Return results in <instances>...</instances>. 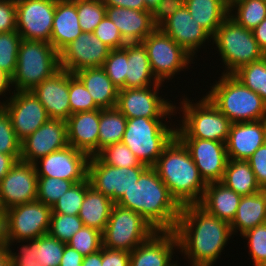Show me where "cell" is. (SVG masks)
Here are the masks:
<instances>
[{
  "label": "cell",
  "instance_id": "cell-1",
  "mask_svg": "<svg viewBox=\"0 0 266 266\" xmlns=\"http://www.w3.org/2000/svg\"><path fill=\"white\" fill-rule=\"evenodd\" d=\"M174 232L179 252L186 256L190 266H214L233 235L228 222L209 214L198 204L181 206Z\"/></svg>",
  "mask_w": 266,
  "mask_h": 266
},
{
  "label": "cell",
  "instance_id": "cell-2",
  "mask_svg": "<svg viewBox=\"0 0 266 266\" xmlns=\"http://www.w3.org/2000/svg\"><path fill=\"white\" fill-rule=\"evenodd\" d=\"M115 204L139 213L156 231H174L181 211L153 167H148Z\"/></svg>",
  "mask_w": 266,
  "mask_h": 266
},
{
  "label": "cell",
  "instance_id": "cell-3",
  "mask_svg": "<svg viewBox=\"0 0 266 266\" xmlns=\"http://www.w3.org/2000/svg\"><path fill=\"white\" fill-rule=\"evenodd\" d=\"M153 168L180 206L200 202L207 183L190 152L176 135L165 146Z\"/></svg>",
  "mask_w": 266,
  "mask_h": 266
},
{
  "label": "cell",
  "instance_id": "cell-4",
  "mask_svg": "<svg viewBox=\"0 0 266 266\" xmlns=\"http://www.w3.org/2000/svg\"><path fill=\"white\" fill-rule=\"evenodd\" d=\"M206 97L232 123L266 119V103L232 74H221Z\"/></svg>",
  "mask_w": 266,
  "mask_h": 266
},
{
  "label": "cell",
  "instance_id": "cell-5",
  "mask_svg": "<svg viewBox=\"0 0 266 266\" xmlns=\"http://www.w3.org/2000/svg\"><path fill=\"white\" fill-rule=\"evenodd\" d=\"M179 103L181 108L175 104V110L180 109L183 116L177 124L180 127L176 126L178 138L227 142L232 122L206 96L196 103H192L191 99L184 96Z\"/></svg>",
  "mask_w": 266,
  "mask_h": 266
},
{
  "label": "cell",
  "instance_id": "cell-6",
  "mask_svg": "<svg viewBox=\"0 0 266 266\" xmlns=\"http://www.w3.org/2000/svg\"><path fill=\"white\" fill-rule=\"evenodd\" d=\"M59 69V52L51 43L22 39L16 71L11 77L13 91H32Z\"/></svg>",
  "mask_w": 266,
  "mask_h": 266
},
{
  "label": "cell",
  "instance_id": "cell-7",
  "mask_svg": "<svg viewBox=\"0 0 266 266\" xmlns=\"http://www.w3.org/2000/svg\"><path fill=\"white\" fill-rule=\"evenodd\" d=\"M167 118L138 117L127 119L122 142L136 155L141 164L153 167L165 146L176 135V128L165 123Z\"/></svg>",
  "mask_w": 266,
  "mask_h": 266
},
{
  "label": "cell",
  "instance_id": "cell-8",
  "mask_svg": "<svg viewBox=\"0 0 266 266\" xmlns=\"http://www.w3.org/2000/svg\"><path fill=\"white\" fill-rule=\"evenodd\" d=\"M212 42L225 67L222 74H233L240 67L265 57L253 31L240 26L230 16L218 27L212 36Z\"/></svg>",
  "mask_w": 266,
  "mask_h": 266
},
{
  "label": "cell",
  "instance_id": "cell-9",
  "mask_svg": "<svg viewBox=\"0 0 266 266\" xmlns=\"http://www.w3.org/2000/svg\"><path fill=\"white\" fill-rule=\"evenodd\" d=\"M156 230L139 214L114 204L102 233L103 247L131 252Z\"/></svg>",
  "mask_w": 266,
  "mask_h": 266
},
{
  "label": "cell",
  "instance_id": "cell-10",
  "mask_svg": "<svg viewBox=\"0 0 266 266\" xmlns=\"http://www.w3.org/2000/svg\"><path fill=\"white\" fill-rule=\"evenodd\" d=\"M150 67L155 78L164 84L172 80L183 69H187L195 59L179 46L171 37L157 27L143 41Z\"/></svg>",
  "mask_w": 266,
  "mask_h": 266
},
{
  "label": "cell",
  "instance_id": "cell-11",
  "mask_svg": "<svg viewBox=\"0 0 266 266\" xmlns=\"http://www.w3.org/2000/svg\"><path fill=\"white\" fill-rule=\"evenodd\" d=\"M157 83L142 88H125L118 92L116 107L127 118H169L177 114L173 101L160 96V87Z\"/></svg>",
  "mask_w": 266,
  "mask_h": 266
},
{
  "label": "cell",
  "instance_id": "cell-12",
  "mask_svg": "<svg viewBox=\"0 0 266 266\" xmlns=\"http://www.w3.org/2000/svg\"><path fill=\"white\" fill-rule=\"evenodd\" d=\"M148 167H114L103 163L97 156H90L87 178L95 190L103 193L116 203Z\"/></svg>",
  "mask_w": 266,
  "mask_h": 266
},
{
  "label": "cell",
  "instance_id": "cell-13",
  "mask_svg": "<svg viewBox=\"0 0 266 266\" xmlns=\"http://www.w3.org/2000/svg\"><path fill=\"white\" fill-rule=\"evenodd\" d=\"M51 212V206L37 200L7 209V240H29L48 234Z\"/></svg>",
  "mask_w": 266,
  "mask_h": 266
},
{
  "label": "cell",
  "instance_id": "cell-14",
  "mask_svg": "<svg viewBox=\"0 0 266 266\" xmlns=\"http://www.w3.org/2000/svg\"><path fill=\"white\" fill-rule=\"evenodd\" d=\"M16 31L24 40L50 43L56 0H15Z\"/></svg>",
  "mask_w": 266,
  "mask_h": 266
},
{
  "label": "cell",
  "instance_id": "cell-15",
  "mask_svg": "<svg viewBox=\"0 0 266 266\" xmlns=\"http://www.w3.org/2000/svg\"><path fill=\"white\" fill-rule=\"evenodd\" d=\"M12 94L0 105L8 113L17 138L23 141L50 117L32 91H12Z\"/></svg>",
  "mask_w": 266,
  "mask_h": 266
},
{
  "label": "cell",
  "instance_id": "cell-16",
  "mask_svg": "<svg viewBox=\"0 0 266 266\" xmlns=\"http://www.w3.org/2000/svg\"><path fill=\"white\" fill-rule=\"evenodd\" d=\"M90 156L85 152L66 146L34 163L38 177H52L73 181L75 184L87 179Z\"/></svg>",
  "mask_w": 266,
  "mask_h": 266
},
{
  "label": "cell",
  "instance_id": "cell-17",
  "mask_svg": "<svg viewBox=\"0 0 266 266\" xmlns=\"http://www.w3.org/2000/svg\"><path fill=\"white\" fill-rule=\"evenodd\" d=\"M37 185L34 164L18 160L0 181V206L7 210L36 201Z\"/></svg>",
  "mask_w": 266,
  "mask_h": 266
},
{
  "label": "cell",
  "instance_id": "cell-18",
  "mask_svg": "<svg viewBox=\"0 0 266 266\" xmlns=\"http://www.w3.org/2000/svg\"><path fill=\"white\" fill-rule=\"evenodd\" d=\"M110 50L93 33L82 32L59 52V65L71 73L84 68L102 67Z\"/></svg>",
  "mask_w": 266,
  "mask_h": 266
},
{
  "label": "cell",
  "instance_id": "cell-19",
  "mask_svg": "<svg viewBox=\"0 0 266 266\" xmlns=\"http://www.w3.org/2000/svg\"><path fill=\"white\" fill-rule=\"evenodd\" d=\"M206 183L221 182L228 161L226 143L199 138H179Z\"/></svg>",
  "mask_w": 266,
  "mask_h": 266
},
{
  "label": "cell",
  "instance_id": "cell-20",
  "mask_svg": "<svg viewBox=\"0 0 266 266\" xmlns=\"http://www.w3.org/2000/svg\"><path fill=\"white\" fill-rule=\"evenodd\" d=\"M68 146L65 120L49 119L21 141L20 160L34 164L48 154Z\"/></svg>",
  "mask_w": 266,
  "mask_h": 266
},
{
  "label": "cell",
  "instance_id": "cell-21",
  "mask_svg": "<svg viewBox=\"0 0 266 266\" xmlns=\"http://www.w3.org/2000/svg\"><path fill=\"white\" fill-rule=\"evenodd\" d=\"M159 28L193 58L198 56V49L205 46L206 41L212 43V36L193 19L185 5L166 19Z\"/></svg>",
  "mask_w": 266,
  "mask_h": 266
},
{
  "label": "cell",
  "instance_id": "cell-22",
  "mask_svg": "<svg viewBox=\"0 0 266 266\" xmlns=\"http://www.w3.org/2000/svg\"><path fill=\"white\" fill-rule=\"evenodd\" d=\"M177 249L174 231H156L130 252V266H177L178 260H172Z\"/></svg>",
  "mask_w": 266,
  "mask_h": 266
},
{
  "label": "cell",
  "instance_id": "cell-23",
  "mask_svg": "<svg viewBox=\"0 0 266 266\" xmlns=\"http://www.w3.org/2000/svg\"><path fill=\"white\" fill-rule=\"evenodd\" d=\"M32 92L45 107L50 119L67 120L71 115L69 103V72L60 68L37 85Z\"/></svg>",
  "mask_w": 266,
  "mask_h": 266
},
{
  "label": "cell",
  "instance_id": "cell-24",
  "mask_svg": "<svg viewBox=\"0 0 266 266\" xmlns=\"http://www.w3.org/2000/svg\"><path fill=\"white\" fill-rule=\"evenodd\" d=\"M266 143V119L232 123L226 142L228 159L245 160Z\"/></svg>",
  "mask_w": 266,
  "mask_h": 266
},
{
  "label": "cell",
  "instance_id": "cell-25",
  "mask_svg": "<svg viewBox=\"0 0 266 266\" xmlns=\"http://www.w3.org/2000/svg\"><path fill=\"white\" fill-rule=\"evenodd\" d=\"M100 109L71 114L66 120L68 145L89 156L98 154Z\"/></svg>",
  "mask_w": 266,
  "mask_h": 266
},
{
  "label": "cell",
  "instance_id": "cell-26",
  "mask_svg": "<svg viewBox=\"0 0 266 266\" xmlns=\"http://www.w3.org/2000/svg\"><path fill=\"white\" fill-rule=\"evenodd\" d=\"M106 16L117 26L126 43L142 42L157 28L147 10L106 6Z\"/></svg>",
  "mask_w": 266,
  "mask_h": 266
},
{
  "label": "cell",
  "instance_id": "cell-27",
  "mask_svg": "<svg viewBox=\"0 0 266 266\" xmlns=\"http://www.w3.org/2000/svg\"><path fill=\"white\" fill-rule=\"evenodd\" d=\"M82 32L77 14V0H56L50 38L52 46L60 52Z\"/></svg>",
  "mask_w": 266,
  "mask_h": 266
},
{
  "label": "cell",
  "instance_id": "cell-28",
  "mask_svg": "<svg viewBox=\"0 0 266 266\" xmlns=\"http://www.w3.org/2000/svg\"><path fill=\"white\" fill-rule=\"evenodd\" d=\"M242 196L227 188L222 182H210L198 203L209 214L229 224L234 220Z\"/></svg>",
  "mask_w": 266,
  "mask_h": 266
},
{
  "label": "cell",
  "instance_id": "cell-29",
  "mask_svg": "<svg viewBox=\"0 0 266 266\" xmlns=\"http://www.w3.org/2000/svg\"><path fill=\"white\" fill-rule=\"evenodd\" d=\"M74 74L85 85L99 108L116 107L119 89L112 83L102 67L84 68Z\"/></svg>",
  "mask_w": 266,
  "mask_h": 266
},
{
  "label": "cell",
  "instance_id": "cell-30",
  "mask_svg": "<svg viewBox=\"0 0 266 266\" xmlns=\"http://www.w3.org/2000/svg\"><path fill=\"white\" fill-rule=\"evenodd\" d=\"M122 49L128 58L125 88H142L161 83L151 70L148 54L142 42L127 43Z\"/></svg>",
  "mask_w": 266,
  "mask_h": 266
},
{
  "label": "cell",
  "instance_id": "cell-31",
  "mask_svg": "<svg viewBox=\"0 0 266 266\" xmlns=\"http://www.w3.org/2000/svg\"><path fill=\"white\" fill-rule=\"evenodd\" d=\"M266 223V189L248 196H242L234 220L232 233L244 234L257 225ZM238 230V231H237Z\"/></svg>",
  "mask_w": 266,
  "mask_h": 266
},
{
  "label": "cell",
  "instance_id": "cell-32",
  "mask_svg": "<svg viewBox=\"0 0 266 266\" xmlns=\"http://www.w3.org/2000/svg\"><path fill=\"white\" fill-rule=\"evenodd\" d=\"M114 204L110 197L89 186L78 217L83 221L84 226L103 233Z\"/></svg>",
  "mask_w": 266,
  "mask_h": 266
},
{
  "label": "cell",
  "instance_id": "cell-33",
  "mask_svg": "<svg viewBox=\"0 0 266 266\" xmlns=\"http://www.w3.org/2000/svg\"><path fill=\"white\" fill-rule=\"evenodd\" d=\"M184 5L211 36L229 16V0H184Z\"/></svg>",
  "mask_w": 266,
  "mask_h": 266
},
{
  "label": "cell",
  "instance_id": "cell-34",
  "mask_svg": "<svg viewBox=\"0 0 266 266\" xmlns=\"http://www.w3.org/2000/svg\"><path fill=\"white\" fill-rule=\"evenodd\" d=\"M240 196H248L262 190L250 164L245 160L228 159L221 181Z\"/></svg>",
  "mask_w": 266,
  "mask_h": 266
},
{
  "label": "cell",
  "instance_id": "cell-35",
  "mask_svg": "<svg viewBox=\"0 0 266 266\" xmlns=\"http://www.w3.org/2000/svg\"><path fill=\"white\" fill-rule=\"evenodd\" d=\"M127 118L114 108H100L98 153L112 144L122 142Z\"/></svg>",
  "mask_w": 266,
  "mask_h": 266
},
{
  "label": "cell",
  "instance_id": "cell-36",
  "mask_svg": "<svg viewBox=\"0 0 266 266\" xmlns=\"http://www.w3.org/2000/svg\"><path fill=\"white\" fill-rule=\"evenodd\" d=\"M229 16L240 26L253 30L266 18V2L262 0H229Z\"/></svg>",
  "mask_w": 266,
  "mask_h": 266
},
{
  "label": "cell",
  "instance_id": "cell-37",
  "mask_svg": "<svg viewBox=\"0 0 266 266\" xmlns=\"http://www.w3.org/2000/svg\"><path fill=\"white\" fill-rule=\"evenodd\" d=\"M232 75L244 86L258 93L266 103V56L240 67Z\"/></svg>",
  "mask_w": 266,
  "mask_h": 266
},
{
  "label": "cell",
  "instance_id": "cell-38",
  "mask_svg": "<svg viewBox=\"0 0 266 266\" xmlns=\"http://www.w3.org/2000/svg\"><path fill=\"white\" fill-rule=\"evenodd\" d=\"M89 186L90 182L88 178L74 184L52 205L51 213L78 215Z\"/></svg>",
  "mask_w": 266,
  "mask_h": 266
},
{
  "label": "cell",
  "instance_id": "cell-39",
  "mask_svg": "<svg viewBox=\"0 0 266 266\" xmlns=\"http://www.w3.org/2000/svg\"><path fill=\"white\" fill-rule=\"evenodd\" d=\"M22 41L17 31L0 33V69L12 77L17 67V56Z\"/></svg>",
  "mask_w": 266,
  "mask_h": 266
},
{
  "label": "cell",
  "instance_id": "cell-40",
  "mask_svg": "<svg viewBox=\"0 0 266 266\" xmlns=\"http://www.w3.org/2000/svg\"><path fill=\"white\" fill-rule=\"evenodd\" d=\"M77 14L82 31L93 33L106 16V6L102 0H77Z\"/></svg>",
  "mask_w": 266,
  "mask_h": 266
},
{
  "label": "cell",
  "instance_id": "cell-41",
  "mask_svg": "<svg viewBox=\"0 0 266 266\" xmlns=\"http://www.w3.org/2000/svg\"><path fill=\"white\" fill-rule=\"evenodd\" d=\"M83 226L78 215L51 213L48 234L67 244Z\"/></svg>",
  "mask_w": 266,
  "mask_h": 266
},
{
  "label": "cell",
  "instance_id": "cell-42",
  "mask_svg": "<svg viewBox=\"0 0 266 266\" xmlns=\"http://www.w3.org/2000/svg\"><path fill=\"white\" fill-rule=\"evenodd\" d=\"M103 163L114 167H137L141 162L136 155L123 143L118 142L107 146L96 155Z\"/></svg>",
  "mask_w": 266,
  "mask_h": 266
},
{
  "label": "cell",
  "instance_id": "cell-43",
  "mask_svg": "<svg viewBox=\"0 0 266 266\" xmlns=\"http://www.w3.org/2000/svg\"><path fill=\"white\" fill-rule=\"evenodd\" d=\"M69 103L71 114L100 109L82 81L71 72H69Z\"/></svg>",
  "mask_w": 266,
  "mask_h": 266
},
{
  "label": "cell",
  "instance_id": "cell-44",
  "mask_svg": "<svg viewBox=\"0 0 266 266\" xmlns=\"http://www.w3.org/2000/svg\"><path fill=\"white\" fill-rule=\"evenodd\" d=\"M75 183L52 177H38L37 201L52 205Z\"/></svg>",
  "mask_w": 266,
  "mask_h": 266
},
{
  "label": "cell",
  "instance_id": "cell-45",
  "mask_svg": "<svg viewBox=\"0 0 266 266\" xmlns=\"http://www.w3.org/2000/svg\"><path fill=\"white\" fill-rule=\"evenodd\" d=\"M83 256L99 251L103 246L102 232L97 229L83 226L67 243Z\"/></svg>",
  "mask_w": 266,
  "mask_h": 266
},
{
  "label": "cell",
  "instance_id": "cell-46",
  "mask_svg": "<svg viewBox=\"0 0 266 266\" xmlns=\"http://www.w3.org/2000/svg\"><path fill=\"white\" fill-rule=\"evenodd\" d=\"M127 53L121 49L110 50L102 68L112 83L120 90L125 89Z\"/></svg>",
  "mask_w": 266,
  "mask_h": 266
},
{
  "label": "cell",
  "instance_id": "cell-47",
  "mask_svg": "<svg viewBox=\"0 0 266 266\" xmlns=\"http://www.w3.org/2000/svg\"><path fill=\"white\" fill-rule=\"evenodd\" d=\"M0 153L21 157V141L17 138L6 110L0 105Z\"/></svg>",
  "mask_w": 266,
  "mask_h": 266
},
{
  "label": "cell",
  "instance_id": "cell-48",
  "mask_svg": "<svg viewBox=\"0 0 266 266\" xmlns=\"http://www.w3.org/2000/svg\"><path fill=\"white\" fill-rule=\"evenodd\" d=\"M246 238L249 249V256L254 266H266V223L246 231L240 235Z\"/></svg>",
  "mask_w": 266,
  "mask_h": 266
},
{
  "label": "cell",
  "instance_id": "cell-49",
  "mask_svg": "<svg viewBox=\"0 0 266 266\" xmlns=\"http://www.w3.org/2000/svg\"><path fill=\"white\" fill-rule=\"evenodd\" d=\"M23 244L19 249L18 253L12 251L13 243ZM29 242V243H28ZM7 248L10 256L11 266H39L38 258V247H39V237L29 240H7ZM11 247V248H10Z\"/></svg>",
  "mask_w": 266,
  "mask_h": 266
},
{
  "label": "cell",
  "instance_id": "cell-50",
  "mask_svg": "<svg viewBox=\"0 0 266 266\" xmlns=\"http://www.w3.org/2000/svg\"><path fill=\"white\" fill-rule=\"evenodd\" d=\"M66 243L45 234L39 236V266H59Z\"/></svg>",
  "mask_w": 266,
  "mask_h": 266
},
{
  "label": "cell",
  "instance_id": "cell-51",
  "mask_svg": "<svg viewBox=\"0 0 266 266\" xmlns=\"http://www.w3.org/2000/svg\"><path fill=\"white\" fill-rule=\"evenodd\" d=\"M93 34L96 35L111 50L121 49L127 44L123 40L117 26L107 16H105L97 25Z\"/></svg>",
  "mask_w": 266,
  "mask_h": 266
},
{
  "label": "cell",
  "instance_id": "cell-52",
  "mask_svg": "<svg viewBox=\"0 0 266 266\" xmlns=\"http://www.w3.org/2000/svg\"><path fill=\"white\" fill-rule=\"evenodd\" d=\"M247 162L255 174L257 183L262 189H266V143L257 148Z\"/></svg>",
  "mask_w": 266,
  "mask_h": 266
},
{
  "label": "cell",
  "instance_id": "cell-53",
  "mask_svg": "<svg viewBox=\"0 0 266 266\" xmlns=\"http://www.w3.org/2000/svg\"><path fill=\"white\" fill-rule=\"evenodd\" d=\"M16 31V1L0 0V33Z\"/></svg>",
  "mask_w": 266,
  "mask_h": 266
},
{
  "label": "cell",
  "instance_id": "cell-54",
  "mask_svg": "<svg viewBox=\"0 0 266 266\" xmlns=\"http://www.w3.org/2000/svg\"><path fill=\"white\" fill-rule=\"evenodd\" d=\"M184 6V0H161L152 14V20L159 27L166 19Z\"/></svg>",
  "mask_w": 266,
  "mask_h": 266
},
{
  "label": "cell",
  "instance_id": "cell-55",
  "mask_svg": "<svg viewBox=\"0 0 266 266\" xmlns=\"http://www.w3.org/2000/svg\"><path fill=\"white\" fill-rule=\"evenodd\" d=\"M102 266H130V252L102 246Z\"/></svg>",
  "mask_w": 266,
  "mask_h": 266
},
{
  "label": "cell",
  "instance_id": "cell-56",
  "mask_svg": "<svg viewBox=\"0 0 266 266\" xmlns=\"http://www.w3.org/2000/svg\"><path fill=\"white\" fill-rule=\"evenodd\" d=\"M83 257V255L66 244L59 266H82Z\"/></svg>",
  "mask_w": 266,
  "mask_h": 266
},
{
  "label": "cell",
  "instance_id": "cell-57",
  "mask_svg": "<svg viewBox=\"0 0 266 266\" xmlns=\"http://www.w3.org/2000/svg\"><path fill=\"white\" fill-rule=\"evenodd\" d=\"M105 6H117L132 10H147L144 0H102Z\"/></svg>",
  "mask_w": 266,
  "mask_h": 266
},
{
  "label": "cell",
  "instance_id": "cell-58",
  "mask_svg": "<svg viewBox=\"0 0 266 266\" xmlns=\"http://www.w3.org/2000/svg\"><path fill=\"white\" fill-rule=\"evenodd\" d=\"M252 31L260 50L266 56V18Z\"/></svg>",
  "mask_w": 266,
  "mask_h": 266
},
{
  "label": "cell",
  "instance_id": "cell-59",
  "mask_svg": "<svg viewBox=\"0 0 266 266\" xmlns=\"http://www.w3.org/2000/svg\"><path fill=\"white\" fill-rule=\"evenodd\" d=\"M16 162L17 160L12 155L0 153V181Z\"/></svg>",
  "mask_w": 266,
  "mask_h": 266
},
{
  "label": "cell",
  "instance_id": "cell-60",
  "mask_svg": "<svg viewBox=\"0 0 266 266\" xmlns=\"http://www.w3.org/2000/svg\"><path fill=\"white\" fill-rule=\"evenodd\" d=\"M10 87L12 88L11 86V77L9 75H7L3 70L0 69V96H4L6 97V99H8L7 97L8 96H5V95H8L6 94L7 91H9V95H11V90L13 89H10ZM1 99V97H0ZM2 103V101L0 100V104Z\"/></svg>",
  "mask_w": 266,
  "mask_h": 266
},
{
  "label": "cell",
  "instance_id": "cell-61",
  "mask_svg": "<svg viewBox=\"0 0 266 266\" xmlns=\"http://www.w3.org/2000/svg\"><path fill=\"white\" fill-rule=\"evenodd\" d=\"M82 266H102V248L83 257Z\"/></svg>",
  "mask_w": 266,
  "mask_h": 266
},
{
  "label": "cell",
  "instance_id": "cell-62",
  "mask_svg": "<svg viewBox=\"0 0 266 266\" xmlns=\"http://www.w3.org/2000/svg\"><path fill=\"white\" fill-rule=\"evenodd\" d=\"M7 245L6 210L0 206V247Z\"/></svg>",
  "mask_w": 266,
  "mask_h": 266
},
{
  "label": "cell",
  "instance_id": "cell-63",
  "mask_svg": "<svg viewBox=\"0 0 266 266\" xmlns=\"http://www.w3.org/2000/svg\"><path fill=\"white\" fill-rule=\"evenodd\" d=\"M0 266H11L9 251L6 245L0 247Z\"/></svg>",
  "mask_w": 266,
  "mask_h": 266
},
{
  "label": "cell",
  "instance_id": "cell-64",
  "mask_svg": "<svg viewBox=\"0 0 266 266\" xmlns=\"http://www.w3.org/2000/svg\"><path fill=\"white\" fill-rule=\"evenodd\" d=\"M144 1L147 11H150L152 13L161 0H144Z\"/></svg>",
  "mask_w": 266,
  "mask_h": 266
}]
</instances>
